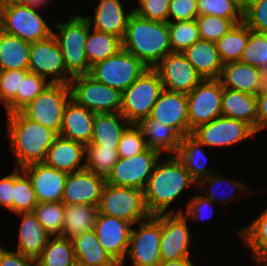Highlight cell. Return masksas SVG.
I'll return each instance as SVG.
<instances>
[{
    "instance_id": "obj_1",
    "label": "cell",
    "mask_w": 267,
    "mask_h": 266,
    "mask_svg": "<svg viewBox=\"0 0 267 266\" xmlns=\"http://www.w3.org/2000/svg\"><path fill=\"white\" fill-rule=\"evenodd\" d=\"M122 49L140 59L148 68H154L172 52L168 22L148 20L132 10L122 39Z\"/></svg>"
},
{
    "instance_id": "obj_2",
    "label": "cell",
    "mask_w": 267,
    "mask_h": 266,
    "mask_svg": "<svg viewBox=\"0 0 267 266\" xmlns=\"http://www.w3.org/2000/svg\"><path fill=\"white\" fill-rule=\"evenodd\" d=\"M7 135L18 168L43 163L58 134L27 118L21 111L7 114Z\"/></svg>"
},
{
    "instance_id": "obj_3",
    "label": "cell",
    "mask_w": 267,
    "mask_h": 266,
    "mask_svg": "<svg viewBox=\"0 0 267 266\" xmlns=\"http://www.w3.org/2000/svg\"><path fill=\"white\" fill-rule=\"evenodd\" d=\"M166 159V162H157L144 189L145 205L151 215L166 214L170 204L185 188L197 184L175 155Z\"/></svg>"
},
{
    "instance_id": "obj_4",
    "label": "cell",
    "mask_w": 267,
    "mask_h": 266,
    "mask_svg": "<svg viewBox=\"0 0 267 266\" xmlns=\"http://www.w3.org/2000/svg\"><path fill=\"white\" fill-rule=\"evenodd\" d=\"M54 27L59 31L52 35L58 42L69 76L89 74L91 65L84 48L89 31L87 18L81 15L72 16L67 22L57 21Z\"/></svg>"
},
{
    "instance_id": "obj_5",
    "label": "cell",
    "mask_w": 267,
    "mask_h": 266,
    "mask_svg": "<svg viewBox=\"0 0 267 266\" xmlns=\"http://www.w3.org/2000/svg\"><path fill=\"white\" fill-rule=\"evenodd\" d=\"M162 90L158 72L154 68L146 69L122 92L120 113L130 124H138L149 116Z\"/></svg>"
},
{
    "instance_id": "obj_6",
    "label": "cell",
    "mask_w": 267,
    "mask_h": 266,
    "mask_svg": "<svg viewBox=\"0 0 267 266\" xmlns=\"http://www.w3.org/2000/svg\"><path fill=\"white\" fill-rule=\"evenodd\" d=\"M71 99L94 113H119L122 92L101 82L89 74L73 76L69 82Z\"/></svg>"
},
{
    "instance_id": "obj_7",
    "label": "cell",
    "mask_w": 267,
    "mask_h": 266,
    "mask_svg": "<svg viewBox=\"0 0 267 266\" xmlns=\"http://www.w3.org/2000/svg\"><path fill=\"white\" fill-rule=\"evenodd\" d=\"M98 211L116 218H120L135 225L148 219L151 214L148 212L144 191L131 187H118L105 183Z\"/></svg>"
},
{
    "instance_id": "obj_8",
    "label": "cell",
    "mask_w": 267,
    "mask_h": 266,
    "mask_svg": "<svg viewBox=\"0 0 267 266\" xmlns=\"http://www.w3.org/2000/svg\"><path fill=\"white\" fill-rule=\"evenodd\" d=\"M71 99L69 84L50 83L21 112L29 119L55 131L62 128L63 112Z\"/></svg>"
},
{
    "instance_id": "obj_9",
    "label": "cell",
    "mask_w": 267,
    "mask_h": 266,
    "mask_svg": "<svg viewBox=\"0 0 267 266\" xmlns=\"http://www.w3.org/2000/svg\"><path fill=\"white\" fill-rule=\"evenodd\" d=\"M2 31L27 42L41 41L53 30L36 8L15 2L1 7Z\"/></svg>"
},
{
    "instance_id": "obj_10",
    "label": "cell",
    "mask_w": 267,
    "mask_h": 266,
    "mask_svg": "<svg viewBox=\"0 0 267 266\" xmlns=\"http://www.w3.org/2000/svg\"><path fill=\"white\" fill-rule=\"evenodd\" d=\"M148 67L134 55L120 49L115 55L91 66L89 75L96 81L123 92Z\"/></svg>"
},
{
    "instance_id": "obj_11",
    "label": "cell",
    "mask_w": 267,
    "mask_h": 266,
    "mask_svg": "<svg viewBox=\"0 0 267 266\" xmlns=\"http://www.w3.org/2000/svg\"><path fill=\"white\" fill-rule=\"evenodd\" d=\"M222 94L219 79H203L187 94L189 134L198 126L222 116Z\"/></svg>"
},
{
    "instance_id": "obj_12",
    "label": "cell",
    "mask_w": 267,
    "mask_h": 266,
    "mask_svg": "<svg viewBox=\"0 0 267 266\" xmlns=\"http://www.w3.org/2000/svg\"><path fill=\"white\" fill-rule=\"evenodd\" d=\"M138 225V230L131 229L126 257L132 260L131 266H157L161 262V214L151 215Z\"/></svg>"
},
{
    "instance_id": "obj_13",
    "label": "cell",
    "mask_w": 267,
    "mask_h": 266,
    "mask_svg": "<svg viewBox=\"0 0 267 266\" xmlns=\"http://www.w3.org/2000/svg\"><path fill=\"white\" fill-rule=\"evenodd\" d=\"M161 155L158 151L147 148L133 157L118 158L106 183L144 191Z\"/></svg>"
},
{
    "instance_id": "obj_14",
    "label": "cell",
    "mask_w": 267,
    "mask_h": 266,
    "mask_svg": "<svg viewBox=\"0 0 267 266\" xmlns=\"http://www.w3.org/2000/svg\"><path fill=\"white\" fill-rule=\"evenodd\" d=\"M28 70L45 79L52 76L50 83L69 84L72 78L67 76L70 73L65 67L62 52L53 35L31 43Z\"/></svg>"
},
{
    "instance_id": "obj_15",
    "label": "cell",
    "mask_w": 267,
    "mask_h": 266,
    "mask_svg": "<svg viewBox=\"0 0 267 266\" xmlns=\"http://www.w3.org/2000/svg\"><path fill=\"white\" fill-rule=\"evenodd\" d=\"M255 134L247 123L223 116L192 131V135L208 147H230L248 138H254Z\"/></svg>"
},
{
    "instance_id": "obj_16",
    "label": "cell",
    "mask_w": 267,
    "mask_h": 266,
    "mask_svg": "<svg viewBox=\"0 0 267 266\" xmlns=\"http://www.w3.org/2000/svg\"><path fill=\"white\" fill-rule=\"evenodd\" d=\"M183 213L161 214V261L190 257L191 233Z\"/></svg>"
},
{
    "instance_id": "obj_17",
    "label": "cell",
    "mask_w": 267,
    "mask_h": 266,
    "mask_svg": "<svg viewBox=\"0 0 267 266\" xmlns=\"http://www.w3.org/2000/svg\"><path fill=\"white\" fill-rule=\"evenodd\" d=\"M154 69L158 72L163 89L188 94L202 80V76L180 52L166 55Z\"/></svg>"
},
{
    "instance_id": "obj_18",
    "label": "cell",
    "mask_w": 267,
    "mask_h": 266,
    "mask_svg": "<svg viewBox=\"0 0 267 266\" xmlns=\"http://www.w3.org/2000/svg\"><path fill=\"white\" fill-rule=\"evenodd\" d=\"M132 224L126 220L99 213L94 230L102 247L120 265H125Z\"/></svg>"
},
{
    "instance_id": "obj_19",
    "label": "cell",
    "mask_w": 267,
    "mask_h": 266,
    "mask_svg": "<svg viewBox=\"0 0 267 266\" xmlns=\"http://www.w3.org/2000/svg\"><path fill=\"white\" fill-rule=\"evenodd\" d=\"M105 183V178L87 169L68 173L65 180L62 202L64 205L98 206Z\"/></svg>"
},
{
    "instance_id": "obj_20",
    "label": "cell",
    "mask_w": 267,
    "mask_h": 266,
    "mask_svg": "<svg viewBox=\"0 0 267 266\" xmlns=\"http://www.w3.org/2000/svg\"><path fill=\"white\" fill-rule=\"evenodd\" d=\"M149 117L173 128L181 137L188 135L187 94L163 89Z\"/></svg>"
},
{
    "instance_id": "obj_21",
    "label": "cell",
    "mask_w": 267,
    "mask_h": 266,
    "mask_svg": "<svg viewBox=\"0 0 267 266\" xmlns=\"http://www.w3.org/2000/svg\"><path fill=\"white\" fill-rule=\"evenodd\" d=\"M22 170L31 181L38 203L62 202L68 173L49 167L44 162L26 166Z\"/></svg>"
},
{
    "instance_id": "obj_22",
    "label": "cell",
    "mask_w": 267,
    "mask_h": 266,
    "mask_svg": "<svg viewBox=\"0 0 267 266\" xmlns=\"http://www.w3.org/2000/svg\"><path fill=\"white\" fill-rule=\"evenodd\" d=\"M85 155V145L58 135L48 149L44 163L60 171L73 173L85 169V162H82Z\"/></svg>"
},
{
    "instance_id": "obj_23",
    "label": "cell",
    "mask_w": 267,
    "mask_h": 266,
    "mask_svg": "<svg viewBox=\"0 0 267 266\" xmlns=\"http://www.w3.org/2000/svg\"><path fill=\"white\" fill-rule=\"evenodd\" d=\"M94 118V112L70 99L64 108L63 123L59 135L86 146L92 138Z\"/></svg>"
},
{
    "instance_id": "obj_24",
    "label": "cell",
    "mask_w": 267,
    "mask_h": 266,
    "mask_svg": "<svg viewBox=\"0 0 267 266\" xmlns=\"http://www.w3.org/2000/svg\"><path fill=\"white\" fill-rule=\"evenodd\" d=\"M94 13V17L86 16L93 29L123 39L132 12L125 13L120 0H99Z\"/></svg>"
},
{
    "instance_id": "obj_25",
    "label": "cell",
    "mask_w": 267,
    "mask_h": 266,
    "mask_svg": "<svg viewBox=\"0 0 267 266\" xmlns=\"http://www.w3.org/2000/svg\"><path fill=\"white\" fill-rule=\"evenodd\" d=\"M223 117L247 123L257 134V96L223 87L221 99Z\"/></svg>"
},
{
    "instance_id": "obj_26",
    "label": "cell",
    "mask_w": 267,
    "mask_h": 266,
    "mask_svg": "<svg viewBox=\"0 0 267 266\" xmlns=\"http://www.w3.org/2000/svg\"><path fill=\"white\" fill-rule=\"evenodd\" d=\"M22 220L19 227L17 250L21 254L36 259L47 245L49 235L33 212L17 213Z\"/></svg>"
},
{
    "instance_id": "obj_27",
    "label": "cell",
    "mask_w": 267,
    "mask_h": 266,
    "mask_svg": "<svg viewBox=\"0 0 267 266\" xmlns=\"http://www.w3.org/2000/svg\"><path fill=\"white\" fill-rule=\"evenodd\" d=\"M182 53L203 79H219L223 63L215 42L199 40Z\"/></svg>"
},
{
    "instance_id": "obj_28",
    "label": "cell",
    "mask_w": 267,
    "mask_h": 266,
    "mask_svg": "<svg viewBox=\"0 0 267 266\" xmlns=\"http://www.w3.org/2000/svg\"><path fill=\"white\" fill-rule=\"evenodd\" d=\"M76 263L80 266H120L100 244L95 230L72 239Z\"/></svg>"
},
{
    "instance_id": "obj_29",
    "label": "cell",
    "mask_w": 267,
    "mask_h": 266,
    "mask_svg": "<svg viewBox=\"0 0 267 266\" xmlns=\"http://www.w3.org/2000/svg\"><path fill=\"white\" fill-rule=\"evenodd\" d=\"M142 130L146 146L163 154L175 155L178 151L181 136L171 127L149 116L137 124ZM148 137V138H147Z\"/></svg>"
},
{
    "instance_id": "obj_30",
    "label": "cell",
    "mask_w": 267,
    "mask_h": 266,
    "mask_svg": "<svg viewBox=\"0 0 267 266\" xmlns=\"http://www.w3.org/2000/svg\"><path fill=\"white\" fill-rule=\"evenodd\" d=\"M130 123L119 113H95L91 143L118 148L122 134Z\"/></svg>"
},
{
    "instance_id": "obj_31",
    "label": "cell",
    "mask_w": 267,
    "mask_h": 266,
    "mask_svg": "<svg viewBox=\"0 0 267 266\" xmlns=\"http://www.w3.org/2000/svg\"><path fill=\"white\" fill-rule=\"evenodd\" d=\"M204 145L192 134L181 137L175 156L184 164L191 177L198 182L215 171L207 167V156L202 149Z\"/></svg>"
},
{
    "instance_id": "obj_32",
    "label": "cell",
    "mask_w": 267,
    "mask_h": 266,
    "mask_svg": "<svg viewBox=\"0 0 267 266\" xmlns=\"http://www.w3.org/2000/svg\"><path fill=\"white\" fill-rule=\"evenodd\" d=\"M99 211L93 205H65L64 222L60 237L69 240L94 229Z\"/></svg>"
},
{
    "instance_id": "obj_33",
    "label": "cell",
    "mask_w": 267,
    "mask_h": 266,
    "mask_svg": "<svg viewBox=\"0 0 267 266\" xmlns=\"http://www.w3.org/2000/svg\"><path fill=\"white\" fill-rule=\"evenodd\" d=\"M260 69L241 61L223 64L219 80L223 87L255 95Z\"/></svg>"
},
{
    "instance_id": "obj_34",
    "label": "cell",
    "mask_w": 267,
    "mask_h": 266,
    "mask_svg": "<svg viewBox=\"0 0 267 266\" xmlns=\"http://www.w3.org/2000/svg\"><path fill=\"white\" fill-rule=\"evenodd\" d=\"M31 43L0 33V71L28 70Z\"/></svg>"
},
{
    "instance_id": "obj_35",
    "label": "cell",
    "mask_w": 267,
    "mask_h": 266,
    "mask_svg": "<svg viewBox=\"0 0 267 266\" xmlns=\"http://www.w3.org/2000/svg\"><path fill=\"white\" fill-rule=\"evenodd\" d=\"M235 231L252 253L253 261L259 265L267 258V208L263 209L251 224Z\"/></svg>"
},
{
    "instance_id": "obj_36",
    "label": "cell",
    "mask_w": 267,
    "mask_h": 266,
    "mask_svg": "<svg viewBox=\"0 0 267 266\" xmlns=\"http://www.w3.org/2000/svg\"><path fill=\"white\" fill-rule=\"evenodd\" d=\"M92 30L89 23L84 48L86 58L91 66L115 55L122 48V40L119 37L95 29Z\"/></svg>"
},
{
    "instance_id": "obj_37",
    "label": "cell",
    "mask_w": 267,
    "mask_h": 266,
    "mask_svg": "<svg viewBox=\"0 0 267 266\" xmlns=\"http://www.w3.org/2000/svg\"><path fill=\"white\" fill-rule=\"evenodd\" d=\"M52 238L36 258L37 266H76L72 240L60 236Z\"/></svg>"
},
{
    "instance_id": "obj_38",
    "label": "cell",
    "mask_w": 267,
    "mask_h": 266,
    "mask_svg": "<svg viewBox=\"0 0 267 266\" xmlns=\"http://www.w3.org/2000/svg\"><path fill=\"white\" fill-rule=\"evenodd\" d=\"M250 29L244 22L235 24L232 29L216 43L221 62L240 61L247 45Z\"/></svg>"
},
{
    "instance_id": "obj_39",
    "label": "cell",
    "mask_w": 267,
    "mask_h": 266,
    "mask_svg": "<svg viewBox=\"0 0 267 266\" xmlns=\"http://www.w3.org/2000/svg\"><path fill=\"white\" fill-rule=\"evenodd\" d=\"M117 149L90 142L86 145L85 169L107 179L118 161Z\"/></svg>"
},
{
    "instance_id": "obj_40",
    "label": "cell",
    "mask_w": 267,
    "mask_h": 266,
    "mask_svg": "<svg viewBox=\"0 0 267 266\" xmlns=\"http://www.w3.org/2000/svg\"><path fill=\"white\" fill-rule=\"evenodd\" d=\"M168 30L172 52L182 53L201 40L196 19L168 22Z\"/></svg>"
},
{
    "instance_id": "obj_41",
    "label": "cell",
    "mask_w": 267,
    "mask_h": 266,
    "mask_svg": "<svg viewBox=\"0 0 267 266\" xmlns=\"http://www.w3.org/2000/svg\"><path fill=\"white\" fill-rule=\"evenodd\" d=\"M33 213L49 235H61L65 215L63 202L38 203Z\"/></svg>"
},
{
    "instance_id": "obj_42",
    "label": "cell",
    "mask_w": 267,
    "mask_h": 266,
    "mask_svg": "<svg viewBox=\"0 0 267 266\" xmlns=\"http://www.w3.org/2000/svg\"><path fill=\"white\" fill-rule=\"evenodd\" d=\"M38 200L28 176L21 168H15L14 213L33 212Z\"/></svg>"
},
{
    "instance_id": "obj_43",
    "label": "cell",
    "mask_w": 267,
    "mask_h": 266,
    "mask_svg": "<svg viewBox=\"0 0 267 266\" xmlns=\"http://www.w3.org/2000/svg\"><path fill=\"white\" fill-rule=\"evenodd\" d=\"M199 15H213L243 22L244 6L237 0H197Z\"/></svg>"
},
{
    "instance_id": "obj_44",
    "label": "cell",
    "mask_w": 267,
    "mask_h": 266,
    "mask_svg": "<svg viewBox=\"0 0 267 266\" xmlns=\"http://www.w3.org/2000/svg\"><path fill=\"white\" fill-rule=\"evenodd\" d=\"M226 183H228L231 186L230 188L232 189L230 191V193H229V196L234 194L235 190H237V192H240V193H242V192L244 193L245 192L243 189H246V188L243 185V183L236 182L234 180L231 181V179L229 180V178H223V176L219 172H214L213 174L209 175L208 177H205V178L199 180L197 182L196 186H197V189H199V190H201L203 192V194H204L203 196L208 198V199H210L212 202H214L216 204H218V203L219 204L220 203L227 204V202L231 201L232 199H230L228 196L224 197L225 195L220 196V195H218L219 194L218 191H216V192L214 191V190H217L216 187L217 188L220 187L222 189L223 187H221L222 185H220V184H226ZM206 184H208L210 187H209L208 190L205 191V187L204 186H206ZM199 186H200V188H198ZM225 190L228 191L227 188H225Z\"/></svg>"
},
{
    "instance_id": "obj_45",
    "label": "cell",
    "mask_w": 267,
    "mask_h": 266,
    "mask_svg": "<svg viewBox=\"0 0 267 266\" xmlns=\"http://www.w3.org/2000/svg\"><path fill=\"white\" fill-rule=\"evenodd\" d=\"M240 61L259 69H267L266 33H259L250 29L249 39Z\"/></svg>"
},
{
    "instance_id": "obj_46",
    "label": "cell",
    "mask_w": 267,
    "mask_h": 266,
    "mask_svg": "<svg viewBox=\"0 0 267 266\" xmlns=\"http://www.w3.org/2000/svg\"><path fill=\"white\" fill-rule=\"evenodd\" d=\"M29 70H5L0 71V94L6 104L7 114L16 112V93L20 92L21 78Z\"/></svg>"
},
{
    "instance_id": "obj_47",
    "label": "cell",
    "mask_w": 267,
    "mask_h": 266,
    "mask_svg": "<svg viewBox=\"0 0 267 266\" xmlns=\"http://www.w3.org/2000/svg\"><path fill=\"white\" fill-rule=\"evenodd\" d=\"M196 22L201 40L210 42H217L235 25L231 19L213 15H198L196 17Z\"/></svg>"
},
{
    "instance_id": "obj_48",
    "label": "cell",
    "mask_w": 267,
    "mask_h": 266,
    "mask_svg": "<svg viewBox=\"0 0 267 266\" xmlns=\"http://www.w3.org/2000/svg\"><path fill=\"white\" fill-rule=\"evenodd\" d=\"M50 84L36 73L28 72L21 78L20 92L16 93V112H20Z\"/></svg>"
},
{
    "instance_id": "obj_49",
    "label": "cell",
    "mask_w": 267,
    "mask_h": 266,
    "mask_svg": "<svg viewBox=\"0 0 267 266\" xmlns=\"http://www.w3.org/2000/svg\"><path fill=\"white\" fill-rule=\"evenodd\" d=\"M147 148L140 127L137 124H130L123 132L118 144V157L130 158L144 152Z\"/></svg>"
},
{
    "instance_id": "obj_50",
    "label": "cell",
    "mask_w": 267,
    "mask_h": 266,
    "mask_svg": "<svg viewBox=\"0 0 267 266\" xmlns=\"http://www.w3.org/2000/svg\"><path fill=\"white\" fill-rule=\"evenodd\" d=\"M243 22L252 31L267 34V0H251L244 6Z\"/></svg>"
},
{
    "instance_id": "obj_51",
    "label": "cell",
    "mask_w": 267,
    "mask_h": 266,
    "mask_svg": "<svg viewBox=\"0 0 267 266\" xmlns=\"http://www.w3.org/2000/svg\"><path fill=\"white\" fill-rule=\"evenodd\" d=\"M133 10L138 16L160 22H168L170 0H139Z\"/></svg>"
},
{
    "instance_id": "obj_52",
    "label": "cell",
    "mask_w": 267,
    "mask_h": 266,
    "mask_svg": "<svg viewBox=\"0 0 267 266\" xmlns=\"http://www.w3.org/2000/svg\"><path fill=\"white\" fill-rule=\"evenodd\" d=\"M213 204L215 205V203L210 199L204 197L202 194H197L196 196L190 198V201L187 203L185 212L183 209H179L177 211H175V209H171L168 210L167 213H183V215L187 218L190 217L192 219H195V221H200L210 219L212 217Z\"/></svg>"
},
{
    "instance_id": "obj_53",
    "label": "cell",
    "mask_w": 267,
    "mask_h": 266,
    "mask_svg": "<svg viewBox=\"0 0 267 266\" xmlns=\"http://www.w3.org/2000/svg\"><path fill=\"white\" fill-rule=\"evenodd\" d=\"M198 15L197 0H170L168 22L192 20Z\"/></svg>"
},
{
    "instance_id": "obj_54",
    "label": "cell",
    "mask_w": 267,
    "mask_h": 266,
    "mask_svg": "<svg viewBox=\"0 0 267 266\" xmlns=\"http://www.w3.org/2000/svg\"><path fill=\"white\" fill-rule=\"evenodd\" d=\"M0 266H37V264L36 259L18 251L7 250L0 243Z\"/></svg>"
},
{
    "instance_id": "obj_55",
    "label": "cell",
    "mask_w": 267,
    "mask_h": 266,
    "mask_svg": "<svg viewBox=\"0 0 267 266\" xmlns=\"http://www.w3.org/2000/svg\"><path fill=\"white\" fill-rule=\"evenodd\" d=\"M15 170L0 179V205L14 212Z\"/></svg>"
},
{
    "instance_id": "obj_56",
    "label": "cell",
    "mask_w": 267,
    "mask_h": 266,
    "mask_svg": "<svg viewBox=\"0 0 267 266\" xmlns=\"http://www.w3.org/2000/svg\"><path fill=\"white\" fill-rule=\"evenodd\" d=\"M267 129V92L257 96V133Z\"/></svg>"
},
{
    "instance_id": "obj_57",
    "label": "cell",
    "mask_w": 267,
    "mask_h": 266,
    "mask_svg": "<svg viewBox=\"0 0 267 266\" xmlns=\"http://www.w3.org/2000/svg\"><path fill=\"white\" fill-rule=\"evenodd\" d=\"M267 92V69H260L255 88V95L258 96Z\"/></svg>"
},
{
    "instance_id": "obj_58",
    "label": "cell",
    "mask_w": 267,
    "mask_h": 266,
    "mask_svg": "<svg viewBox=\"0 0 267 266\" xmlns=\"http://www.w3.org/2000/svg\"><path fill=\"white\" fill-rule=\"evenodd\" d=\"M196 262H192L191 258H183L171 261H161L157 266H194Z\"/></svg>"
},
{
    "instance_id": "obj_59",
    "label": "cell",
    "mask_w": 267,
    "mask_h": 266,
    "mask_svg": "<svg viewBox=\"0 0 267 266\" xmlns=\"http://www.w3.org/2000/svg\"><path fill=\"white\" fill-rule=\"evenodd\" d=\"M49 1L50 0H18L21 4L36 8L37 10H39L40 7L46 6L45 4Z\"/></svg>"
},
{
    "instance_id": "obj_60",
    "label": "cell",
    "mask_w": 267,
    "mask_h": 266,
    "mask_svg": "<svg viewBox=\"0 0 267 266\" xmlns=\"http://www.w3.org/2000/svg\"><path fill=\"white\" fill-rule=\"evenodd\" d=\"M15 2H18V0H0V8Z\"/></svg>"
},
{
    "instance_id": "obj_61",
    "label": "cell",
    "mask_w": 267,
    "mask_h": 266,
    "mask_svg": "<svg viewBox=\"0 0 267 266\" xmlns=\"http://www.w3.org/2000/svg\"><path fill=\"white\" fill-rule=\"evenodd\" d=\"M241 5L245 6L251 0H237Z\"/></svg>"
},
{
    "instance_id": "obj_62",
    "label": "cell",
    "mask_w": 267,
    "mask_h": 266,
    "mask_svg": "<svg viewBox=\"0 0 267 266\" xmlns=\"http://www.w3.org/2000/svg\"><path fill=\"white\" fill-rule=\"evenodd\" d=\"M259 266H267V258H265L260 264Z\"/></svg>"
},
{
    "instance_id": "obj_63",
    "label": "cell",
    "mask_w": 267,
    "mask_h": 266,
    "mask_svg": "<svg viewBox=\"0 0 267 266\" xmlns=\"http://www.w3.org/2000/svg\"><path fill=\"white\" fill-rule=\"evenodd\" d=\"M2 32V16H1V8H0V33Z\"/></svg>"
},
{
    "instance_id": "obj_64",
    "label": "cell",
    "mask_w": 267,
    "mask_h": 266,
    "mask_svg": "<svg viewBox=\"0 0 267 266\" xmlns=\"http://www.w3.org/2000/svg\"><path fill=\"white\" fill-rule=\"evenodd\" d=\"M0 102H2L4 104V107L6 109V104L2 101L1 94H0Z\"/></svg>"
}]
</instances>
